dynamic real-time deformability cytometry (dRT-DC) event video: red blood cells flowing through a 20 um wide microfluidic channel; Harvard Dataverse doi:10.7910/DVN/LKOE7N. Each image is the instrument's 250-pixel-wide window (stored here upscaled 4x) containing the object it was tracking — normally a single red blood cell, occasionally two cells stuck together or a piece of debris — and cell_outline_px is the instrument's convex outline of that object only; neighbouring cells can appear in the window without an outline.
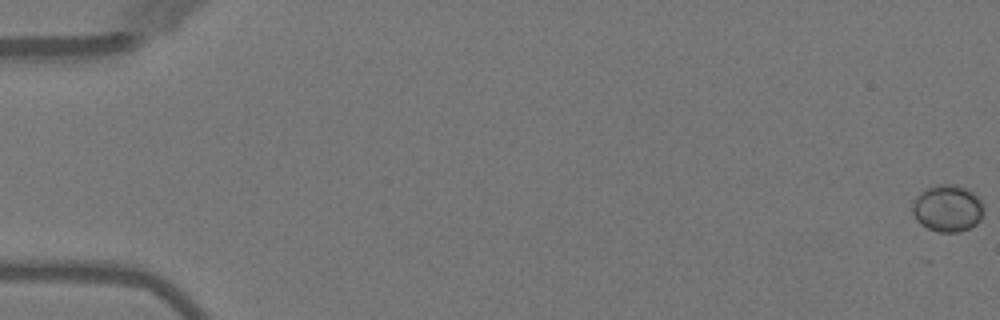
{"species": "Egyptian fruit bat (a non-hibernating species)", "species_latin": "Rousettus aegyptiacus", "temperature_condition": "warm", "stored_images_in_passage": 7, "camera_frame_rate_fps": 3000, "um_per_image_px": 0.085, "animal": {"sex": "female"}, "frame": {"image": 1, "passage_image": 1, "time_ms": 0.0, "image_size_px": [1000, 320], "cell_outline_px": [[984, 212], [980, 220], [976, 224], [960, 232], [940, 232], [928, 228], [920, 224], [916, 220], [912, 212], [912, 204], [916, 196], [924, 188], [940, 184], [952, 184], [968, 188], [984, 204]], "centroid_in_image_um": [80.53, 17.7], "position_along_channel_um": 4.5, "area_um2": 19.71}}
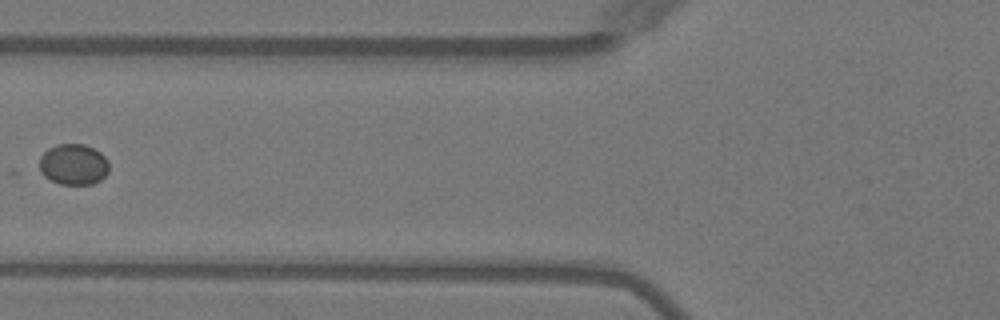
{"frame": {"image": 2, "passage_image": 7, "time_ms": 7.0, "image_size_px": [1000, 320], "cell_outline_px": [[108, 172], [100, 180], [92, 184], [60, 184], [36, 172], [40, 156], [48, 148], [56, 144], [84, 144], [100, 152], [108, 160]], "centroid_in_image_um": [6.19, 13.97], "position_along_channel_um": 119.6, "area_um2": 16.88}}